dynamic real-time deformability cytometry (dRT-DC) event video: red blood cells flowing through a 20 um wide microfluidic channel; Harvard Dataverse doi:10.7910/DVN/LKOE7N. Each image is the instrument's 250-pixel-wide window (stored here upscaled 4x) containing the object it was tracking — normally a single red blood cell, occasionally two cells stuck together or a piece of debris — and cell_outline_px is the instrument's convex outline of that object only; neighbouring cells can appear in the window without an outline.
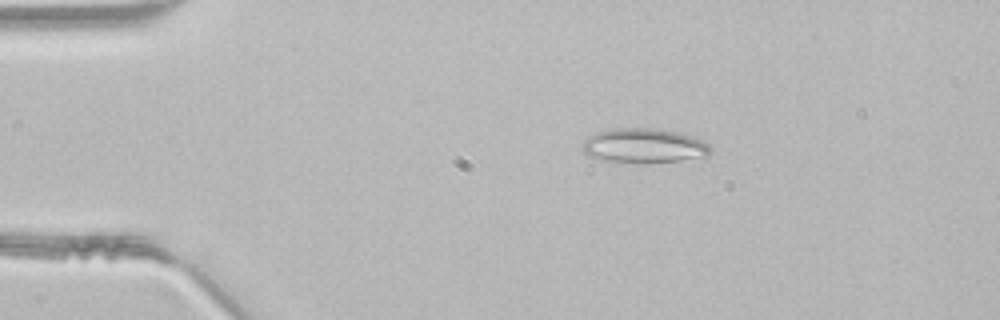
{"species": "common noctule bat (a hibernating species)", "species_latin": "Nyctalus noctula", "temperature_condition": "room temperature", "stored_images_in_passage": 45, "camera_frame_rate_fps": 3000, "um_per_image_px": 0.085, "animal": {"sex": "male", "body_mass_g": 21.5, "forearm_length_mm": 52.0}, "frame": {"image": 1, "passage_image": 7, "time_ms": 2.0, "image_size_px": [1000, 320], "cell_outline_px": [[712, 152], [708, 156], [680, 160], [648, 164], [620, 164], [588, 156], [584, 152], [584, 140], [588, 136], [596, 132], [612, 128], [656, 128], [680, 132], [692, 136], [708, 144], [712, 148]], "centroid_in_image_um": [54.73, 12.41], "position_along_channel_um": 30.3, "area_um2": 26.47}}
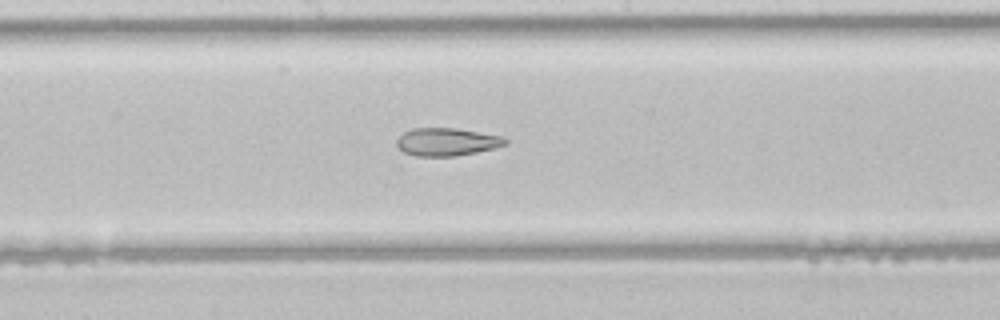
{"frame": {"image": 2, "passage_image": 23, "time_ms": 7.333, "image_size_px": [1000, 320], "cell_outline_px": [[508, 144], [496, 148], [456, 156], [416, 156], [404, 152], [396, 144], [396, 140], [404, 132], [412, 128], [456, 128], [504, 136], [508, 140]], "centroid_in_image_um": [38.02, 12.05], "position_along_channel_um": 210.2, "area_um2": 17.74}}
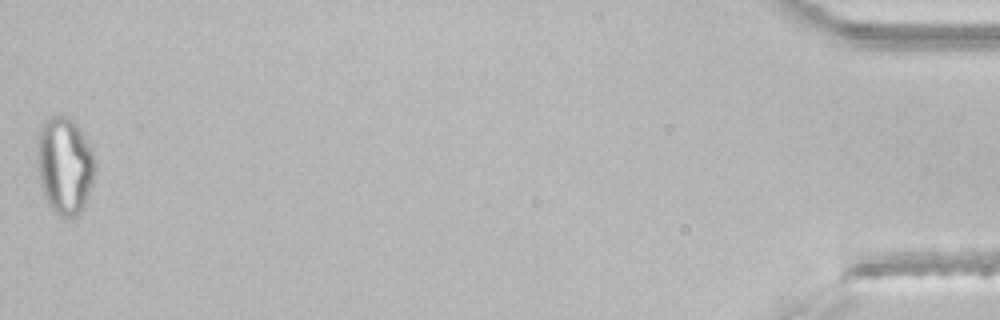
{"frame": {"image": 3, "passage_image": 45, "time_ms": 14.667, "image_size_px": [1000, 320], "cell_outline_px": [[96, 172], [84, 204], [76, 216], [60, 216], [48, 204], [40, 180], [40, 128], [44, 120], [48, 116], [68, 116], [76, 124], [84, 136], [96, 160]], "centroid_in_image_um": [5.55, 14.05], "position_along_channel_um": 429.6, "area_um2": 31.67}}